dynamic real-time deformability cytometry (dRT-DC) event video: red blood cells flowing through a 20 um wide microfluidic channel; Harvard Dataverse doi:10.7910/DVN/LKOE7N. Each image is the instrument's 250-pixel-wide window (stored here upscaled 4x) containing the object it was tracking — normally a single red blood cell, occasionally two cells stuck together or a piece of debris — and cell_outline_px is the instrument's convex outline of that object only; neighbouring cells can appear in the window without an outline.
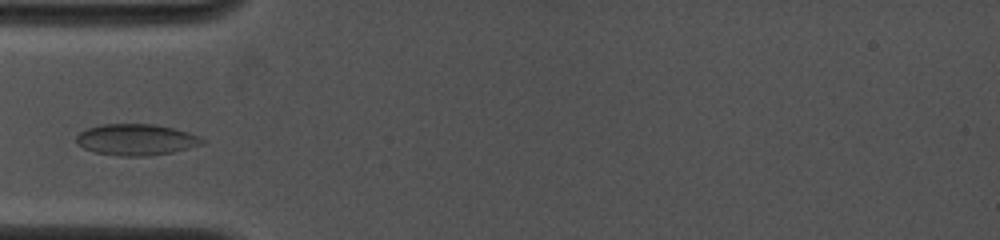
{"species": "common noctule bat (a hibernating species)", "species_latin": "Nyctalus noctula", "temperature_condition": "cold", "stored_images_in_passage": 7, "camera_frame_rate_fps": 4000, "um_per_image_px": 0.085, "animal": {"sex": "female", "body_mass_g": 19.0, "forearm_length_mm": 53.3}, "frame": {"image": 1, "passage_image": 5, "time_ms": 3.25, "image_size_px": [1000, 240], "cell_outline_px": [[208, 140], [204, 144], [172, 152], [148, 156], [120, 156], [96, 152], [84, 148], [76, 144], [76, 136], [80, 132], [88, 128], [100, 124], [156, 124], [188, 132], [200, 136]], "centroid_in_image_um": [11.6, 11.87], "position_along_channel_um": 73.4, "area_um2": 23.06}}
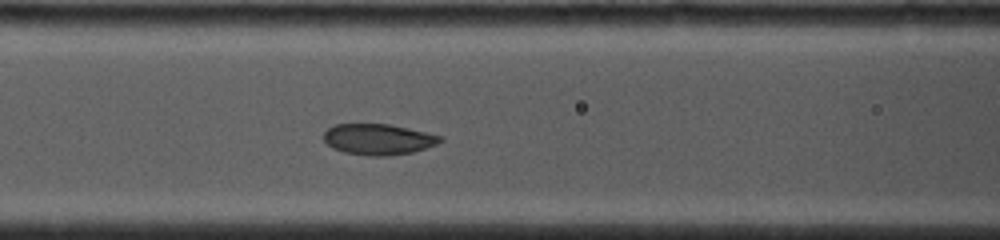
{"frame": {"image": 2, "passage_image": 7, "time_ms": 4.75, "image_size_px": [1000, 240], "cell_outline_px": [[444, 140], [436, 144], [412, 152], [384, 156], [368, 156], [344, 152], [332, 148], [324, 140], [324, 132], [328, 128], [336, 124], [388, 124], [408, 128], [444, 136]], "centroid_in_image_um": [32.16, 11.84], "position_along_channel_um": 134.4, "area_um2": 20.92}}